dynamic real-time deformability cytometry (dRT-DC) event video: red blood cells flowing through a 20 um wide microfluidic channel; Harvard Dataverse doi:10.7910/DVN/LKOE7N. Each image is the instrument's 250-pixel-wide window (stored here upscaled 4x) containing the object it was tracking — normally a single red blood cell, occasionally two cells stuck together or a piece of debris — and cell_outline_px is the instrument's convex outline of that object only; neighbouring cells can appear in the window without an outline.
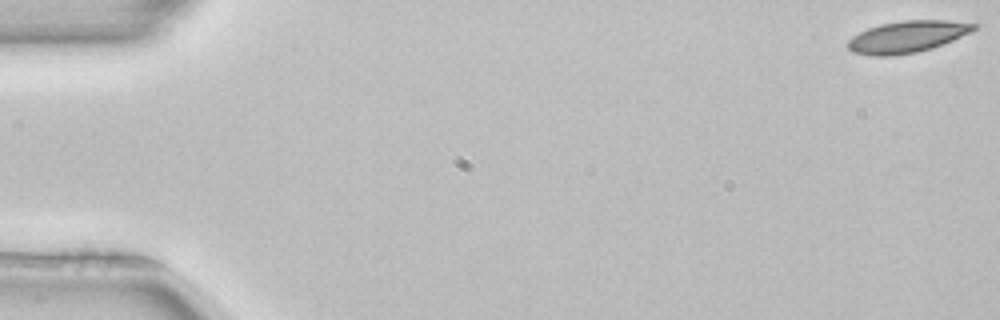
{"species": "common noctule bat (a hibernating species)", "species_latin": "Nyctalus noctula", "temperature_condition": "room temperature", "stored_images_in_passage": 11, "camera_frame_rate_fps": 3000, "um_per_image_px": 0.085, "animal": {"sex": "female", "body_mass_g": 22.7, "forearm_length_mm": 54.2}, "frame": {"image": 1, "passage_image": 1, "time_ms": 0.0, "image_size_px": [1000, 320], "cell_outline_px": [[980, 24], [972, 32], [932, 48], [916, 52], [888, 56], [872, 56], [852, 52], [848, 48], [848, 40], [852, 36], [868, 28], [880, 24], [904, 20], [944, 20]], "centroid_in_image_um": [77.11, 3.12], "position_along_channel_um": 7.9, "area_um2": 23.24}}